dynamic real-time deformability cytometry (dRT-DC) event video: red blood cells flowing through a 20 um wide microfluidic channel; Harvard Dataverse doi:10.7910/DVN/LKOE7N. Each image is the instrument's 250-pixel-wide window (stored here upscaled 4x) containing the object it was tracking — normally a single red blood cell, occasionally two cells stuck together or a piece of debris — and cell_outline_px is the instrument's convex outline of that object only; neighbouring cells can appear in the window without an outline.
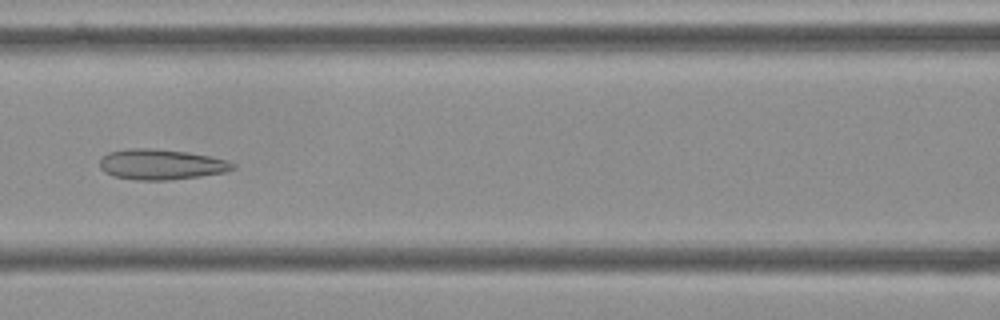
{"species": "Egyptian fruit bat (a non-hibernating species)", "species_latin": "Rousettus aegyptiacus", "temperature_condition": "cold", "stored_images_in_passage": 45, "camera_frame_rate_fps": 3000, "um_per_image_px": 0.085, "frame": {"image": 1, "passage_image": 14, "time_ms": 4.333, "image_size_px": [1000, 320], "cell_outline_px": [[236, 168], [224, 172], [200, 176], [168, 180], [140, 180], [112, 176], [104, 172], [100, 168], [100, 156], [108, 152], [128, 148], [156, 148], [188, 152], [228, 160], [236, 164]], "centroid_in_image_um": [13.67, 13.96], "position_along_channel_um": 152.9, "area_um2": 23.81}}
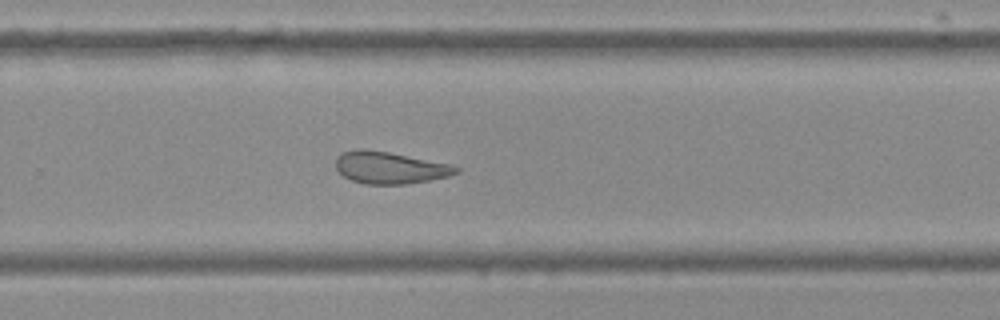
{"frame": {"image": 2, "passage_image": 26, "time_ms": 8.333, "image_size_px": [1000, 320], "cell_outline_px": [[460, 172], [448, 176], [428, 180], [404, 184], [364, 184], [352, 180], [344, 176], [336, 168], [336, 156], [340, 152], [356, 148], [364, 148], [388, 152], [448, 164], [460, 168]], "centroid_in_image_um": [33.07, 14.24], "position_along_channel_um": 296.7, "area_um2": 22.31}}
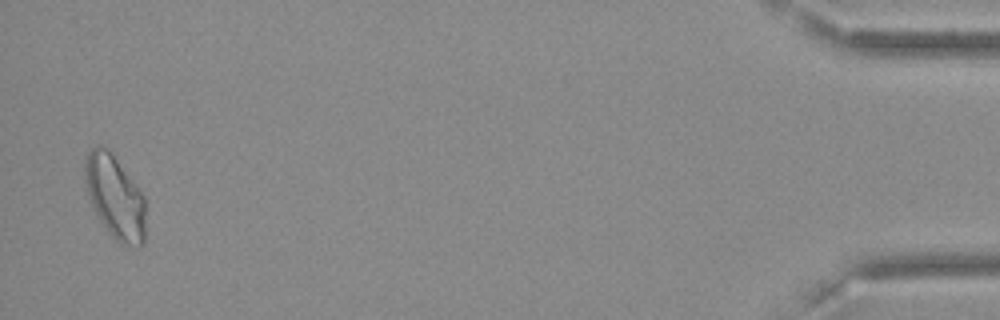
{"frame": {"image": 3, "passage_image": 44, "time_ms": 14.333, "image_size_px": [1000, 320], "cell_outline_px": [[144, 244], [140, 248], [120, 244], [108, 232], [100, 220], [88, 196], [84, 180], [84, 160], [88, 152], [96, 144], [100, 144], [108, 148], [144, 196]], "centroid_in_image_um": [9.75, 16.74], "position_along_channel_um": 425.5, "area_um2": 29.42}, "authors_computed_cell_mechanics": {"area_um2": 24.3338, "velocity_mm_per_s": 3.6023, "shape_relaxation_time_tau1_ms": null, "shape_relaxation_time_tau2_ms": 5.4795, "deformation_change_tau1": null, "deformation_change_tau2": 0.1323}}